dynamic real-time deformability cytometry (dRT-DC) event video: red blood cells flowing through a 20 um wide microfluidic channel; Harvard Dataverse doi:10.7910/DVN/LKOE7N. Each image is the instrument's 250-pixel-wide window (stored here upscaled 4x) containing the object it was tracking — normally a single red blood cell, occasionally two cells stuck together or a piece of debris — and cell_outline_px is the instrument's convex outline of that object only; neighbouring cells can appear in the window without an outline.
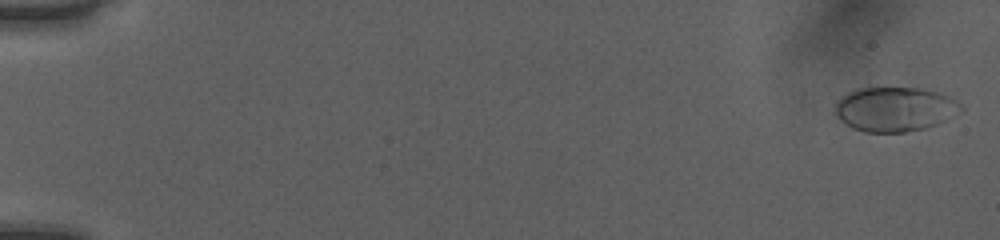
{"species": "human", "species_latin": "Homo sapiens", "temperature_condition": "room temperature", "stored_images_in_passage": 51, "camera_frame_rate_fps": 3000, "um_per_image_px": 0.085, "donor": {"sex": "female"}, "frame": {"image": 1, "passage_image": 1, "time_ms": 0.0, "image_size_px": [1000, 240], "cell_outline_px": [[964, 108], [960, 112], [928, 128], [908, 132], [864, 132], [852, 128], [844, 124], [836, 116], [836, 100], [840, 96], [856, 88], [920, 88], [940, 92], [956, 100]], "centroid_in_image_um": [76.04, 9.28], "position_along_channel_um": 9.0, "area_um2": 32.89}}
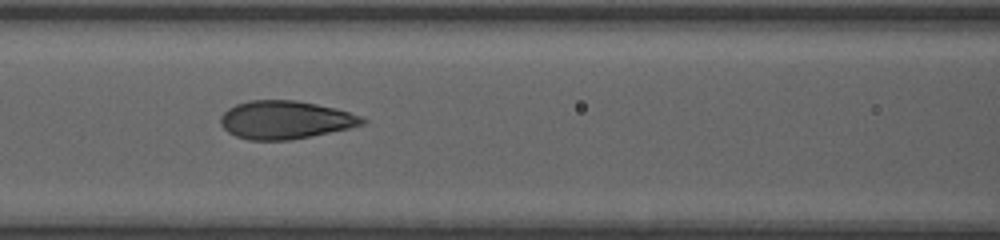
{"frame": {"image": 2, "passage_image": 24, "time_ms": 7.667, "image_size_px": [1000, 240], "cell_outline_px": [[368, 120], [364, 124], [348, 128], [312, 136], [288, 140], [248, 140], [236, 136], [228, 132], [220, 124], [220, 116], [228, 108], [236, 104], [248, 100], [296, 100], [336, 108], [360, 116]], "centroid_in_image_um": [24.22, 10.18], "position_along_channel_um": 142.4, "area_um2": 31.5}}
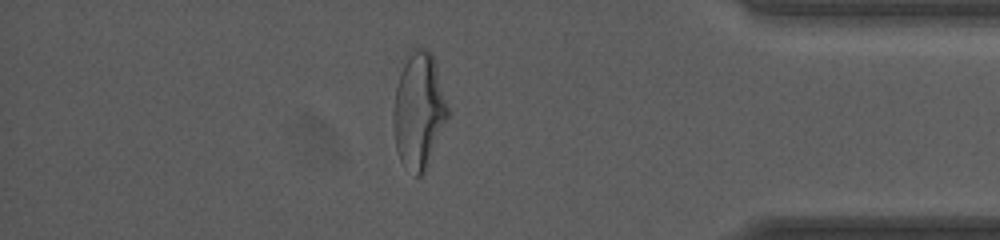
{"frame": {"image": 3, "passage_image": 45, "time_ms": 14.667, "image_size_px": [1000, 240], "cell_outline_px": [[448, 116], [424, 172], [420, 176], [416, 176], [400, 160], [396, 148], [392, 124], [392, 108], [396, 88], [404, 64], [412, 52], [416, 48], [428, 48], [432, 52], [436, 64], [448, 108]], "centroid_in_image_um": [35.58, 9.4], "position_along_channel_um": 399.6, "area_um2": 36.13}, "authors_computed_cell_mechanics": {"area_um2": 32.0212, "velocity_mm_per_s": 4.0503, "shape_relaxation_time_tau1_ms": 5.4785, "shape_relaxation_time_tau2_ms": null, "deformation_change_tau1": 0.2132, "deformation_change_tau2": null}}